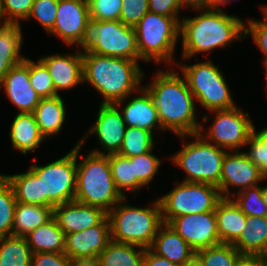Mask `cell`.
Returning <instances> with one entry per match:
<instances>
[{"instance_id":"cell-46","label":"cell","mask_w":267,"mask_h":266,"mask_svg":"<svg viewBox=\"0 0 267 266\" xmlns=\"http://www.w3.org/2000/svg\"><path fill=\"white\" fill-rule=\"evenodd\" d=\"M76 264L64 253H33L31 266H75Z\"/></svg>"},{"instance_id":"cell-48","label":"cell","mask_w":267,"mask_h":266,"mask_svg":"<svg viewBox=\"0 0 267 266\" xmlns=\"http://www.w3.org/2000/svg\"><path fill=\"white\" fill-rule=\"evenodd\" d=\"M144 266H178L166 258L153 253L149 248L145 249Z\"/></svg>"},{"instance_id":"cell-6","label":"cell","mask_w":267,"mask_h":266,"mask_svg":"<svg viewBox=\"0 0 267 266\" xmlns=\"http://www.w3.org/2000/svg\"><path fill=\"white\" fill-rule=\"evenodd\" d=\"M83 53H96L139 61L136 31L121 21H98L90 18L79 45ZM84 51V52H83Z\"/></svg>"},{"instance_id":"cell-1","label":"cell","mask_w":267,"mask_h":266,"mask_svg":"<svg viewBox=\"0 0 267 266\" xmlns=\"http://www.w3.org/2000/svg\"><path fill=\"white\" fill-rule=\"evenodd\" d=\"M145 88L155 103L163 131L168 130L177 136L199 132L201 124L195 114L196 100L185 77L175 71L159 70Z\"/></svg>"},{"instance_id":"cell-39","label":"cell","mask_w":267,"mask_h":266,"mask_svg":"<svg viewBox=\"0 0 267 266\" xmlns=\"http://www.w3.org/2000/svg\"><path fill=\"white\" fill-rule=\"evenodd\" d=\"M30 84L40 98H51L57 96L52 77L48 68L39 59L34 62L29 59Z\"/></svg>"},{"instance_id":"cell-10","label":"cell","mask_w":267,"mask_h":266,"mask_svg":"<svg viewBox=\"0 0 267 266\" xmlns=\"http://www.w3.org/2000/svg\"><path fill=\"white\" fill-rule=\"evenodd\" d=\"M189 90L203 108L208 111L230 109L235 107L223 73L211 60L193 65H179ZM198 100V101H197Z\"/></svg>"},{"instance_id":"cell-41","label":"cell","mask_w":267,"mask_h":266,"mask_svg":"<svg viewBox=\"0 0 267 266\" xmlns=\"http://www.w3.org/2000/svg\"><path fill=\"white\" fill-rule=\"evenodd\" d=\"M90 18L98 21H120L122 0H87Z\"/></svg>"},{"instance_id":"cell-38","label":"cell","mask_w":267,"mask_h":266,"mask_svg":"<svg viewBox=\"0 0 267 266\" xmlns=\"http://www.w3.org/2000/svg\"><path fill=\"white\" fill-rule=\"evenodd\" d=\"M234 196L235 198L231 199L246 216L267 217V206L262 198L261 186L247 188L239 193H234Z\"/></svg>"},{"instance_id":"cell-30","label":"cell","mask_w":267,"mask_h":266,"mask_svg":"<svg viewBox=\"0 0 267 266\" xmlns=\"http://www.w3.org/2000/svg\"><path fill=\"white\" fill-rule=\"evenodd\" d=\"M53 217V208L16 202L13 235L26 237L32 230Z\"/></svg>"},{"instance_id":"cell-47","label":"cell","mask_w":267,"mask_h":266,"mask_svg":"<svg viewBox=\"0 0 267 266\" xmlns=\"http://www.w3.org/2000/svg\"><path fill=\"white\" fill-rule=\"evenodd\" d=\"M181 8L179 0H149L150 12L174 17L179 23L181 19L178 17V12Z\"/></svg>"},{"instance_id":"cell-13","label":"cell","mask_w":267,"mask_h":266,"mask_svg":"<svg viewBox=\"0 0 267 266\" xmlns=\"http://www.w3.org/2000/svg\"><path fill=\"white\" fill-rule=\"evenodd\" d=\"M110 241V222L106 216L98 225L66 234L64 254L76 265H92Z\"/></svg>"},{"instance_id":"cell-54","label":"cell","mask_w":267,"mask_h":266,"mask_svg":"<svg viewBox=\"0 0 267 266\" xmlns=\"http://www.w3.org/2000/svg\"><path fill=\"white\" fill-rule=\"evenodd\" d=\"M262 198L265 205L267 206V186L262 187Z\"/></svg>"},{"instance_id":"cell-44","label":"cell","mask_w":267,"mask_h":266,"mask_svg":"<svg viewBox=\"0 0 267 266\" xmlns=\"http://www.w3.org/2000/svg\"><path fill=\"white\" fill-rule=\"evenodd\" d=\"M148 11L149 0H122L120 21L134 28Z\"/></svg>"},{"instance_id":"cell-53","label":"cell","mask_w":267,"mask_h":266,"mask_svg":"<svg viewBox=\"0 0 267 266\" xmlns=\"http://www.w3.org/2000/svg\"><path fill=\"white\" fill-rule=\"evenodd\" d=\"M259 257L263 261L264 265L267 266V245L265 249L262 251V253L259 255Z\"/></svg>"},{"instance_id":"cell-4","label":"cell","mask_w":267,"mask_h":266,"mask_svg":"<svg viewBox=\"0 0 267 266\" xmlns=\"http://www.w3.org/2000/svg\"><path fill=\"white\" fill-rule=\"evenodd\" d=\"M125 200L126 197L107 213L111 240L147 249L163 224L159 200L145 208L127 205Z\"/></svg>"},{"instance_id":"cell-23","label":"cell","mask_w":267,"mask_h":266,"mask_svg":"<svg viewBox=\"0 0 267 266\" xmlns=\"http://www.w3.org/2000/svg\"><path fill=\"white\" fill-rule=\"evenodd\" d=\"M221 243L232 244L246 227L247 216L231 198H222L215 209Z\"/></svg>"},{"instance_id":"cell-57","label":"cell","mask_w":267,"mask_h":266,"mask_svg":"<svg viewBox=\"0 0 267 266\" xmlns=\"http://www.w3.org/2000/svg\"><path fill=\"white\" fill-rule=\"evenodd\" d=\"M264 68L266 70V78H267V64L264 65Z\"/></svg>"},{"instance_id":"cell-45","label":"cell","mask_w":267,"mask_h":266,"mask_svg":"<svg viewBox=\"0 0 267 266\" xmlns=\"http://www.w3.org/2000/svg\"><path fill=\"white\" fill-rule=\"evenodd\" d=\"M249 33H251L253 41L264 54V65L267 64V19L263 18L262 21L249 19L248 23L244 24V35H249Z\"/></svg>"},{"instance_id":"cell-55","label":"cell","mask_w":267,"mask_h":266,"mask_svg":"<svg viewBox=\"0 0 267 266\" xmlns=\"http://www.w3.org/2000/svg\"><path fill=\"white\" fill-rule=\"evenodd\" d=\"M262 11H263L264 18L267 19V5H265V6L262 7Z\"/></svg>"},{"instance_id":"cell-14","label":"cell","mask_w":267,"mask_h":266,"mask_svg":"<svg viewBox=\"0 0 267 266\" xmlns=\"http://www.w3.org/2000/svg\"><path fill=\"white\" fill-rule=\"evenodd\" d=\"M196 252L221 244L215 211L188 214L171 219L167 223Z\"/></svg>"},{"instance_id":"cell-21","label":"cell","mask_w":267,"mask_h":266,"mask_svg":"<svg viewBox=\"0 0 267 266\" xmlns=\"http://www.w3.org/2000/svg\"><path fill=\"white\" fill-rule=\"evenodd\" d=\"M139 92L141 94L131 98L124 108H121L124 104V99L115 103L120 109L126 126L137 127L152 133L153 130L155 131L156 126V130H163L152 96L144 86H141Z\"/></svg>"},{"instance_id":"cell-2","label":"cell","mask_w":267,"mask_h":266,"mask_svg":"<svg viewBox=\"0 0 267 266\" xmlns=\"http://www.w3.org/2000/svg\"><path fill=\"white\" fill-rule=\"evenodd\" d=\"M198 11H202L199 16L180 20L179 37H182L184 60L202 52L209 53L217 47H230L235 39H245L246 36L242 33L245 22L241 18L228 15L220 7Z\"/></svg>"},{"instance_id":"cell-51","label":"cell","mask_w":267,"mask_h":266,"mask_svg":"<svg viewBox=\"0 0 267 266\" xmlns=\"http://www.w3.org/2000/svg\"><path fill=\"white\" fill-rule=\"evenodd\" d=\"M181 266H203V264L200 262V260L196 256H194L190 261H188L187 263Z\"/></svg>"},{"instance_id":"cell-9","label":"cell","mask_w":267,"mask_h":266,"mask_svg":"<svg viewBox=\"0 0 267 266\" xmlns=\"http://www.w3.org/2000/svg\"><path fill=\"white\" fill-rule=\"evenodd\" d=\"M82 147L78 142L63 157L43 166L34 163L29 168L39 179H42L43 206L54 208L56 205L74 201L77 159Z\"/></svg>"},{"instance_id":"cell-49","label":"cell","mask_w":267,"mask_h":266,"mask_svg":"<svg viewBox=\"0 0 267 266\" xmlns=\"http://www.w3.org/2000/svg\"><path fill=\"white\" fill-rule=\"evenodd\" d=\"M182 7L186 6L191 9H205L211 7V0H179Z\"/></svg>"},{"instance_id":"cell-16","label":"cell","mask_w":267,"mask_h":266,"mask_svg":"<svg viewBox=\"0 0 267 266\" xmlns=\"http://www.w3.org/2000/svg\"><path fill=\"white\" fill-rule=\"evenodd\" d=\"M126 124L123 116L115 104H100L96 122L88 129L86 136L79 142L84 144L86 138L95 134L103 150H93L95 154L118 153L125 134ZM107 151V153L105 152Z\"/></svg>"},{"instance_id":"cell-26","label":"cell","mask_w":267,"mask_h":266,"mask_svg":"<svg viewBox=\"0 0 267 266\" xmlns=\"http://www.w3.org/2000/svg\"><path fill=\"white\" fill-rule=\"evenodd\" d=\"M21 24H0V80L16 64L25 59L22 56Z\"/></svg>"},{"instance_id":"cell-40","label":"cell","mask_w":267,"mask_h":266,"mask_svg":"<svg viewBox=\"0 0 267 266\" xmlns=\"http://www.w3.org/2000/svg\"><path fill=\"white\" fill-rule=\"evenodd\" d=\"M250 145L245 154L259 169L261 175L267 179V127L256 133L254 130L246 142L245 146Z\"/></svg>"},{"instance_id":"cell-22","label":"cell","mask_w":267,"mask_h":266,"mask_svg":"<svg viewBox=\"0 0 267 266\" xmlns=\"http://www.w3.org/2000/svg\"><path fill=\"white\" fill-rule=\"evenodd\" d=\"M149 249L156 255L181 266L195 256V251L167 223H163Z\"/></svg>"},{"instance_id":"cell-19","label":"cell","mask_w":267,"mask_h":266,"mask_svg":"<svg viewBox=\"0 0 267 266\" xmlns=\"http://www.w3.org/2000/svg\"><path fill=\"white\" fill-rule=\"evenodd\" d=\"M106 216L102 209L75 200L53 208V217L65 235L98 225Z\"/></svg>"},{"instance_id":"cell-8","label":"cell","mask_w":267,"mask_h":266,"mask_svg":"<svg viewBox=\"0 0 267 266\" xmlns=\"http://www.w3.org/2000/svg\"><path fill=\"white\" fill-rule=\"evenodd\" d=\"M188 136L196 140L186 143L171 157L173 163L187 174L182 181L207 183L219 188L222 162L228 150L208 142L199 133L179 137Z\"/></svg>"},{"instance_id":"cell-35","label":"cell","mask_w":267,"mask_h":266,"mask_svg":"<svg viewBox=\"0 0 267 266\" xmlns=\"http://www.w3.org/2000/svg\"><path fill=\"white\" fill-rule=\"evenodd\" d=\"M16 202L9 180L0 174V238L13 235Z\"/></svg>"},{"instance_id":"cell-28","label":"cell","mask_w":267,"mask_h":266,"mask_svg":"<svg viewBox=\"0 0 267 266\" xmlns=\"http://www.w3.org/2000/svg\"><path fill=\"white\" fill-rule=\"evenodd\" d=\"M25 238L32 253L65 252V234L54 217L32 230Z\"/></svg>"},{"instance_id":"cell-56","label":"cell","mask_w":267,"mask_h":266,"mask_svg":"<svg viewBox=\"0 0 267 266\" xmlns=\"http://www.w3.org/2000/svg\"><path fill=\"white\" fill-rule=\"evenodd\" d=\"M0 24H2V1L0 0Z\"/></svg>"},{"instance_id":"cell-12","label":"cell","mask_w":267,"mask_h":266,"mask_svg":"<svg viewBox=\"0 0 267 266\" xmlns=\"http://www.w3.org/2000/svg\"><path fill=\"white\" fill-rule=\"evenodd\" d=\"M210 112L216 116L213 125L205 135L201 123L198 133L208 142L232 152L245 147L250 134L256 129L249 114L243 113L237 106Z\"/></svg>"},{"instance_id":"cell-37","label":"cell","mask_w":267,"mask_h":266,"mask_svg":"<svg viewBox=\"0 0 267 266\" xmlns=\"http://www.w3.org/2000/svg\"><path fill=\"white\" fill-rule=\"evenodd\" d=\"M134 169V192L143 186H149L154 176L158 173L160 159L152 154V150L138 156L131 157Z\"/></svg>"},{"instance_id":"cell-20","label":"cell","mask_w":267,"mask_h":266,"mask_svg":"<svg viewBox=\"0 0 267 266\" xmlns=\"http://www.w3.org/2000/svg\"><path fill=\"white\" fill-rule=\"evenodd\" d=\"M40 60L48 68L57 94L60 90H70L84 83L83 59L79 50L74 54L41 57Z\"/></svg>"},{"instance_id":"cell-11","label":"cell","mask_w":267,"mask_h":266,"mask_svg":"<svg viewBox=\"0 0 267 266\" xmlns=\"http://www.w3.org/2000/svg\"><path fill=\"white\" fill-rule=\"evenodd\" d=\"M221 199L220 190L215 185L182 181L158 200L163 223H168L178 216L215 211Z\"/></svg>"},{"instance_id":"cell-33","label":"cell","mask_w":267,"mask_h":266,"mask_svg":"<svg viewBox=\"0 0 267 266\" xmlns=\"http://www.w3.org/2000/svg\"><path fill=\"white\" fill-rule=\"evenodd\" d=\"M153 133L137 127H126L119 154L134 157L151 151L154 147Z\"/></svg>"},{"instance_id":"cell-5","label":"cell","mask_w":267,"mask_h":266,"mask_svg":"<svg viewBox=\"0 0 267 266\" xmlns=\"http://www.w3.org/2000/svg\"><path fill=\"white\" fill-rule=\"evenodd\" d=\"M76 202L108 213L124 196L117 190L107 154L90 152L77 164Z\"/></svg>"},{"instance_id":"cell-58","label":"cell","mask_w":267,"mask_h":266,"mask_svg":"<svg viewBox=\"0 0 267 266\" xmlns=\"http://www.w3.org/2000/svg\"><path fill=\"white\" fill-rule=\"evenodd\" d=\"M75 266H91V265H75Z\"/></svg>"},{"instance_id":"cell-36","label":"cell","mask_w":267,"mask_h":266,"mask_svg":"<svg viewBox=\"0 0 267 266\" xmlns=\"http://www.w3.org/2000/svg\"><path fill=\"white\" fill-rule=\"evenodd\" d=\"M108 159L114 184L120 194L126 197L122 191L134 192V169L131 157L114 153L109 154Z\"/></svg>"},{"instance_id":"cell-3","label":"cell","mask_w":267,"mask_h":266,"mask_svg":"<svg viewBox=\"0 0 267 266\" xmlns=\"http://www.w3.org/2000/svg\"><path fill=\"white\" fill-rule=\"evenodd\" d=\"M83 82L95 87L104 97L102 104L127 100L141 88L143 71L138 61L96 53H83Z\"/></svg>"},{"instance_id":"cell-25","label":"cell","mask_w":267,"mask_h":266,"mask_svg":"<svg viewBox=\"0 0 267 266\" xmlns=\"http://www.w3.org/2000/svg\"><path fill=\"white\" fill-rule=\"evenodd\" d=\"M33 113L40 133L45 139L60 133L62 130L66 118V109L64 100L60 95L41 98Z\"/></svg>"},{"instance_id":"cell-31","label":"cell","mask_w":267,"mask_h":266,"mask_svg":"<svg viewBox=\"0 0 267 266\" xmlns=\"http://www.w3.org/2000/svg\"><path fill=\"white\" fill-rule=\"evenodd\" d=\"M5 176L12 186L17 202L43 206L42 179L30 169L22 174Z\"/></svg>"},{"instance_id":"cell-34","label":"cell","mask_w":267,"mask_h":266,"mask_svg":"<svg viewBox=\"0 0 267 266\" xmlns=\"http://www.w3.org/2000/svg\"><path fill=\"white\" fill-rule=\"evenodd\" d=\"M195 256L203 266H236L243 255L232 244L221 243L200 249Z\"/></svg>"},{"instance_id":"cell-17","label":"cell","mask_w":267,"mask_h":266,"mask_svg":"<svg viewBox=\"0 0 267 266\" xmlns=\"http://www.w3.org/2000/svg\"><path fill=\"white\" fill-rule=\"evenodd\" d=\"M57 17L51 35L60 37L68 46L80 43L90 19L87 0H59Z\"/></svg>"},{"instance_id":"cell-50","label":"cell","mask_w":267,"mask_h":266,"mask_svg":"<svg viewBox=\"0 0 267 266\" xmlns=\"http://www.w3.org/2000/svg\"><path fill=\"white\" fill-rule=\"evenodd\" d=\"M236 266H265L259 256H242Z\"/></svg>"},{"instance_id":"cell-27","label":"cell","mask_w":267,"mask_h":266,"mask_svg":"<svg viewBox=\"0 0 267 266\" xmlns=\"http://www.w3.org/2000/svg\"><path fill=\"white\" fill-rule=\"evenodd\" d=\"M232 245L243 256H259L267 245V217L247 216L246 227Z\"/></svg>"},{"instance_id":"cell-52","label":"cell","mask_w":267,"mask_h":266,"mask_svg":"<svg viewBox=\"0 0 267 266\" xmlns=\"http://www.w3.org/2000/svg\"><path fill=\"white\" fill-rule=\"evenodd\" d=\"M231 0H211V7L218 8L220 5H225Z\"/></svg>"},{"instance_id":"cell-29","label":"cell","mask_w":267,"mask_h":266,"mask_svg":"<svg viewBox=\"0 0 267 266\" xmlns=\"http://www.w3.org/2000/svg\"><path fill=\"white\" fill-rule=\"evenodd\" d=\"M144 253L140 246L111 240L92 266H144Z\"/></svg>"},{"instance_id":"cell-32","label":"cell","mask_w":267,"mask_h":266,"mask_svg":"<svg viewBox=\"0 0 267 266\" xmlns=\"http://www.w3.org/2000/svg\"><path fill=\"white\" fill-rule=\"evenodd\" d=\"M32 255L25 237L0 238V266H31Z\"/></svg>"},{"instance_id":"cell-7","label":"cell","mask_w":267,"mask_h":266,"mask_svg":"<svg viewBox=\"0 0 267 266\" xmlns=\"http://www.w3.org/2000/svg\"><path fill=\"white\" fill-rule=\"evenodd\" d=\"M136 31L139 60L156 63L173 62L178 44L180 23L170 16L148 11L134 27Z\"/></svg>"},{"instance_id":"cell-42","label":"cell","mask_w":267,"mask_h":266,"mask_svg":"<svg viewBox=\"0 0 267 266\" xmlns=\"http://www.w3.org/2000/svg\"><path fill=\"white\" fill-rule=\"evenodd\" d=\"M59 0H34L31 12L27 18H35L45 31L50 32L57 17V6Z\"/></svg>"},{"instance_id":"cell-18","label":"cell","mask_w":267,"mask_h":266,"mask_svg":"<svg viewBox=\"0 0 267 266\" xmlns=\"http://www.w3.org/2000/svg\"><path fill=\"white\" fill-rule=\"evenodd\" d=\"M10 101L19 109L18 113H33L40 102V97L30 84L29 58L14 65L0 80V88Z\"/></svg>"},{"instance_id":"cell-24","label":"cell","mask_w":267,"mask_h":266,"mask_svg":"<svg viewBox=\"0 0 267 266\" xmlns=\"http://www.w3.org/2000/svg\"><path fill=\"white\" fill-rule=\"evenodd\" d=\"M9 131L13 149L22 154L34 151L43 143L45 137L40 133L34 113H18Z\"/></svg>"},{"instance_id":"cell-15","label":"cell","mask_w":267,"mask_h":266,"mask_svg":"<svg viewBox=\"0 0 267 266\" xmlns=\"http://www.w3.org/2000/svg\"><path fill=\"white\" fill-rule=\"evenodd\" d=\"M265 178L260 169L249 160L245 152L229 151L222 162V172L219 190L222 198H232L230 186L236 187L238 192L258 186Z\"/></svg>"},{"instance_id":"cell-43","label":"cell","mask_w":267,"mask_h":266,"mask_svg":"<svg viewBox=\"0 0 267 266\" xmlns=\"http://www.w3.org/2000/svg\"><path fill=\"white\" fill-rule=\"evenodd\" d=\"M2 23L20 24L19 20H27L34 0H1Z\"/></svg>"}]
</instances>
